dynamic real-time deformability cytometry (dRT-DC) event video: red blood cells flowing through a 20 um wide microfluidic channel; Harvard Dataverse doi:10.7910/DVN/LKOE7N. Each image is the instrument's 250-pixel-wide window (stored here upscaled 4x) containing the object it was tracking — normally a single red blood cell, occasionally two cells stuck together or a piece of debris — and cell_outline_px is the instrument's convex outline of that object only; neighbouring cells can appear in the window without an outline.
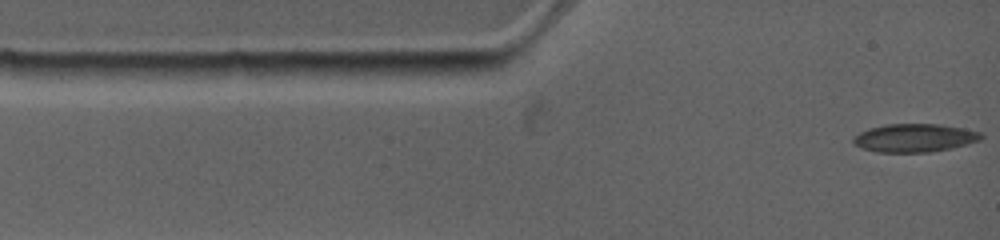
{"species": "common noctule bat (a hibernating species)", "species_latin": "Nyctalus noctula", "temperature_condition": "warm", "stored_images_in_passage": 51, "camera_frame_rate_fps": 4500, "um_per_image_px": 0.085, "animal": {"sex": "female", "body_mass_g": 19.0, "forearm_length_mm": 53.3}, "frame": {"image": 1, "passage_image": 1, "time_ms": 0.0, "image_size_px": [1000, 240], "cell_outline_px": [[984, 136], [980, 140], [952, 148], [928, 152], [876, 152], [860, 148], [852, 144], [852, 140], [860, 132], [872, 128], [888, 124], [936, 124], [964, 128], [980, 132]], "centroid_in_image_um": [77.73, 11.73], "position_along_channel_um": 7.3, "area_um2": 20.92}}
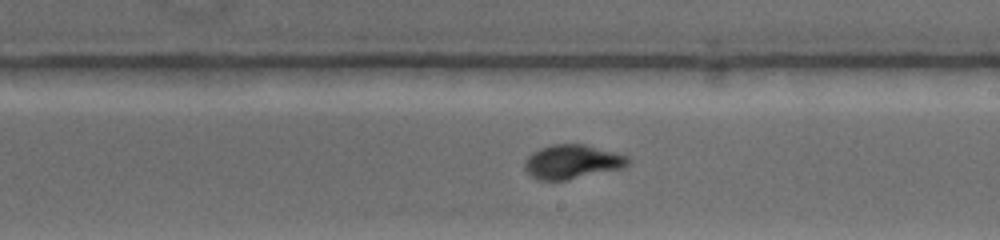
{"frame": {"image": 2, "passage_image": 30, "time_ms": 7.111, "image_size_px": [1000, 240], "cell_outline_px": [[632, 160], [624, 168], [564, 180], [536, 180], [524, 168], [524, 160], [532, 152], [540, 148], [552, 144], [584, 144], [628, 156]], "centroid_in_image_um": [48.63, 13.75], "position_along_channel_um": 240.4, "area_um2": 20.52}}
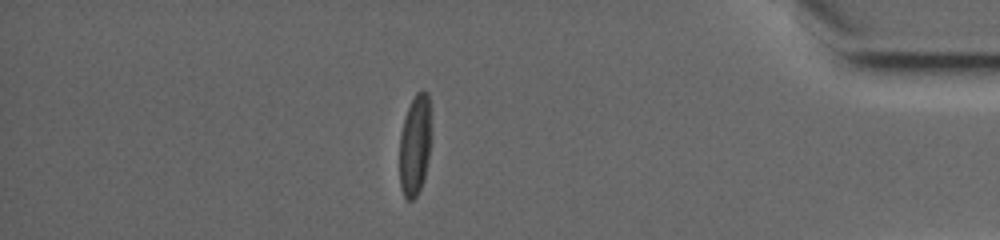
{"frame": {"image": 3, "passage_image": 51, "time_ms": 12.444, "image_size_px": [1000, 240], "cell_outline_px": [[432, 140], [428, 160], [424, 176], [420, 188], [416, 196], [412, 200], [408, 200], [404, 196], [400, 188], [400, 132], [408, 108], [416, 92], [420, 88], [428, 92], [432, 136]], "centroid_in_image_um": [35.29, 12.29], "position_along_channel_um": 399.9, "area_um2": 18.96}, "authors_computed_cell_mechanics": {"area_um2": 20.519, "velocity_mm_per_s": 3.8371, "shape_relaxation_time_tau1_ms": 5.2581, "shape_relaxation_time_tau2_ms": 1.3237, "deformation_change_tau1": 0.1966, "deformation_change_tau2": 0.0595}}